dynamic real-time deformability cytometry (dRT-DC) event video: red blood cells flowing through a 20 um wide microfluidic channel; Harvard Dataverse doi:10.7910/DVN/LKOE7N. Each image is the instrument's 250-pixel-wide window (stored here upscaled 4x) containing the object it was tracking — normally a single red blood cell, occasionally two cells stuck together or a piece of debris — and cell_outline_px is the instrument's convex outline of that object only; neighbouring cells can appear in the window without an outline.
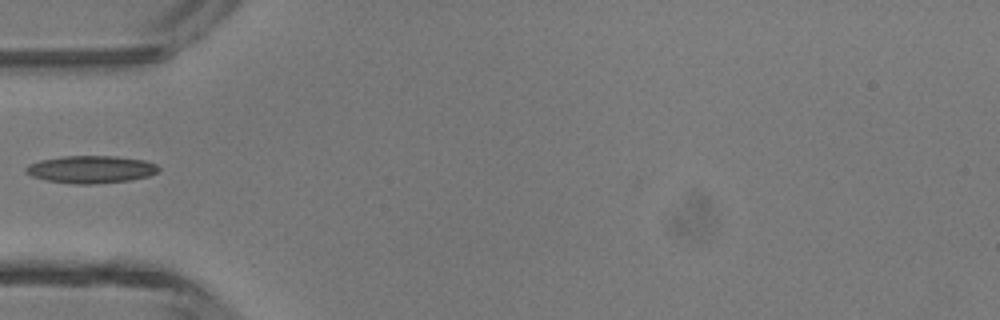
{"species": "common noctule bat (a hibernating species)", "species_latin": "Nyctalus noctula", "temperature_condition": "room temperature", "stored_images_in_passage": 1, "camera_frame_rate_fps": 3000, "um_per_image_px": 0.085, "animal": {"sex": "male", "body_mass_g": 13.3}, "frame": {"image": 1, "passage_image": 1, "time_ms": 0.0, "image_size_px": [1000, 320], "cell_outline_px": [[160, 168], [156, 172], [148, 176], [128, 180], [96, 184], [76, 184], [48, 180], [32, 176], [24, 172], [24, 168], [28, 164], [40, 160], [64, 156], [116, 156], [144, 160], [156, 164]], "centroid_in_image_um": [7.71, 14.39], "position_along_channel_um": 77.3, "area_um2": 21.15}}